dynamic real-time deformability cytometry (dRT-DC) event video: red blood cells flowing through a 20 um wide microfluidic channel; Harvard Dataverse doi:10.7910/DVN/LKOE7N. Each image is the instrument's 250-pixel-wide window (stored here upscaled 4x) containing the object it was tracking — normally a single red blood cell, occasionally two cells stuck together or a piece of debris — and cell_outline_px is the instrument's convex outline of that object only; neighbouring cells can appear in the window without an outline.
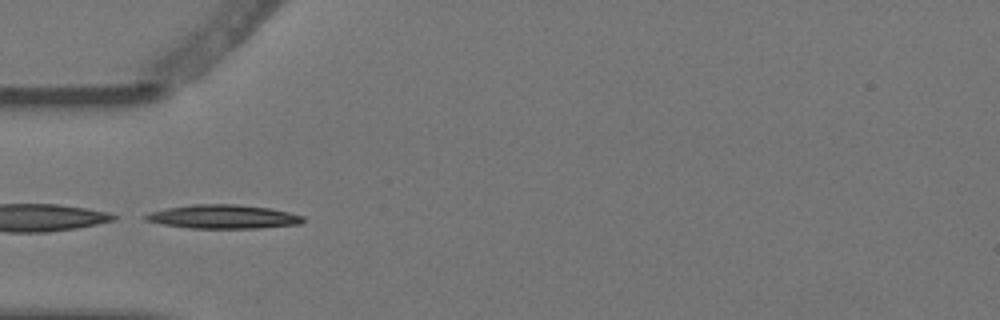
{"species": "Egyptian fruit bat (a non-hibernating species)", "species_latin": "Rousettus aegyptiacus", "temperature_condition": "warm", "stored_images_in_passage": 5, "camera_frame_rate_fps": 3000, "um_per_image_px": 0.085, "animal": {"sex": "female"}, "frame": {"image": 1, "passage_image": 4, "time_ms": 1.0, "image_size_px": [1000, 320], "cell_outline_px": [[304, 220], [300, 224], [256, 228], [188, 228], [160, 224], [144, 220], [144, 216], [148, 212], [164, 208], [192, 204], [236, 204], [268, 208], [288, 212], [304, 216]], "centroid_in_image_um": [18.9, 18.42], "position_along_channel_um": 66.1, "area_um2": 21.96}}
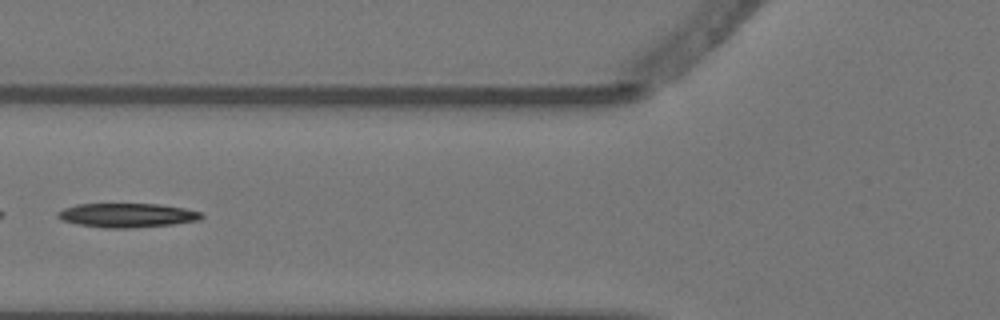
{"frame": {"image": 2, "passage_image": 5, "time_ms": 1.333, "image_size_px": [1000, 320], "cell_outline_px": [[204, 216], [200, 220], [172, 224], [128, 228], [104, 228], [80, 224], [64, 220], [56, 216], [56, 212], [64, 208], [80, 204], [156, 204], [184, 208], [200, 212]], "centroid_in_image_um": [10.81, 18.29], "position_along_channel_um": 115.0, "area_um2": 19.94}}